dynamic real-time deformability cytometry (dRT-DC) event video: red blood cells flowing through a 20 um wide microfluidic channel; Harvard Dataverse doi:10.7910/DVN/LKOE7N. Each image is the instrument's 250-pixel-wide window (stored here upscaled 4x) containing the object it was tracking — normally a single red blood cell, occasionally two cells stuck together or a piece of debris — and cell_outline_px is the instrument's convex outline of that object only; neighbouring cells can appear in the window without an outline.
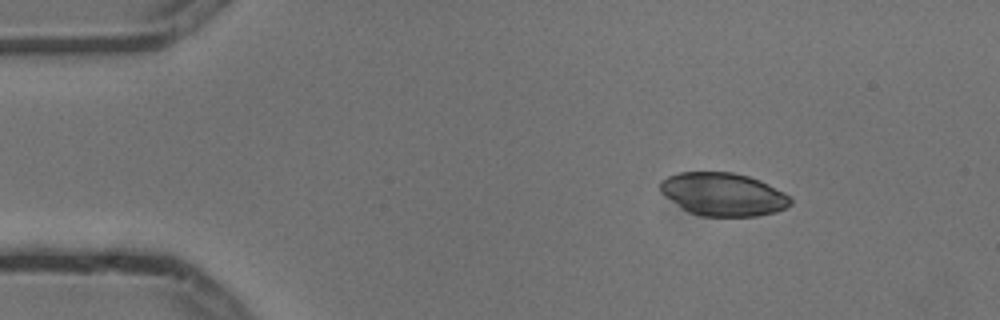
{"species": "common noctule bat (a hibernating species)", "species_latin": "Nyctalus noctula", "temperature_condition": "cold", "stored_images_in_passage": 3, "camera_frame_rate_fps": 3000, "um_per_image_px": 0.085, "animal": {"sex": "male", "body_mass_g": 13.3}, "frame": {"image": 1, "passage_image": 1, "time_ms": 0.0, "image_size_px": [1000, 320], "cell_outline_px": [[792, 204], [776, 212], [756, 216], [700, 216], [688, 212], [664, 196], [660, 192], [660, 180], [668, 176], [680, 172], [732, 172], [748, 176], [760, 180], [784, 192], [792, 200]], "centroid_in_image_um": [61.45, 16.51], "position_along_channel_um": 23.6, "area_um2": 32.77}}